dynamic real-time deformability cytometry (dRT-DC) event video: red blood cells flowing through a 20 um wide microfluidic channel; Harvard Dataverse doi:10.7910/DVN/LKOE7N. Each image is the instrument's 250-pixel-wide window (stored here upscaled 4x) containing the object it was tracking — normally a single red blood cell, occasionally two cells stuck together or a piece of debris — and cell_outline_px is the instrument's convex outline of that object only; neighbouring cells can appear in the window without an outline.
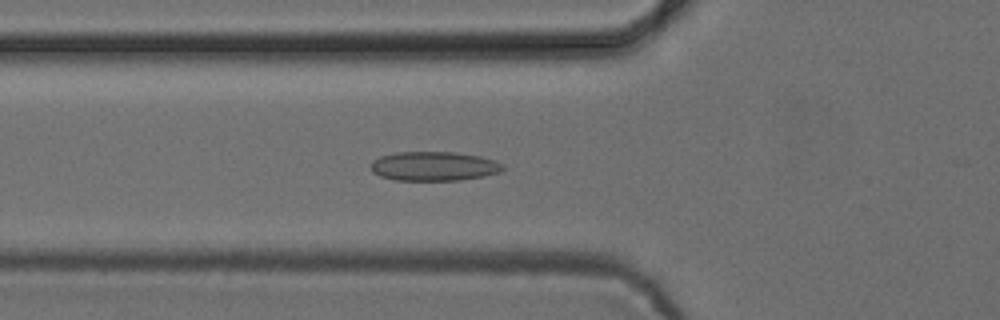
{"species": "common noctule bat (a hibernating species)", "species_latin": "Nyctalus noctula", "temperature_condition": "cold", "stored_images_in_passage": 43, "camera_frame_rate_fps": 3000, "um_per_image_px": 0.085, "animal": {"sex": "female", "body_mass_g": 24.6, "forearm_length_mm": 56.2}, "frame": {"image": 1, "passage_image": 19, "time_ms": 6.0, "image_size_px": [1000, 320], "cell_outline_px": [[504, 168], [500, 172], [484, 176], [460, 180], [396, 180], [380, 176], [372, 172], [372, 160], [380, 156], [396, 152], [456, 152], [480, 156], [504, 164]], "centroid_in_image_um": [36.88, 14.12], "position_along_channel_um": 88.9, "area_um2": 22.48}}
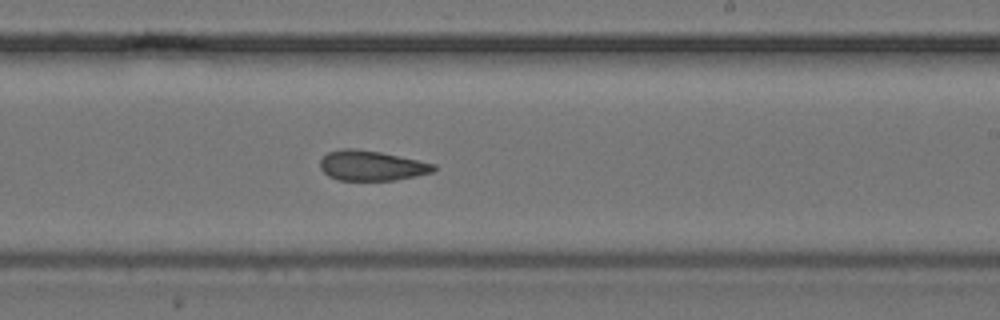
{"frame": {"image": 2, "passage_image": 32, "time_ms": 10.333, "image_size_px": [1000, 320], "cell_outline_px": [[436, 168], [432, 172], [416, 176], [396, 180], [336, 180], [328, 176], [320, 168], [320, 160], [328, 152], [344, 148], [356, 148], [380, 152], [436, 164]], "centroid_in_image_um": [31.56, 14.08], "position_along_channel_um": 257.4, "area_um2": 19.88}}
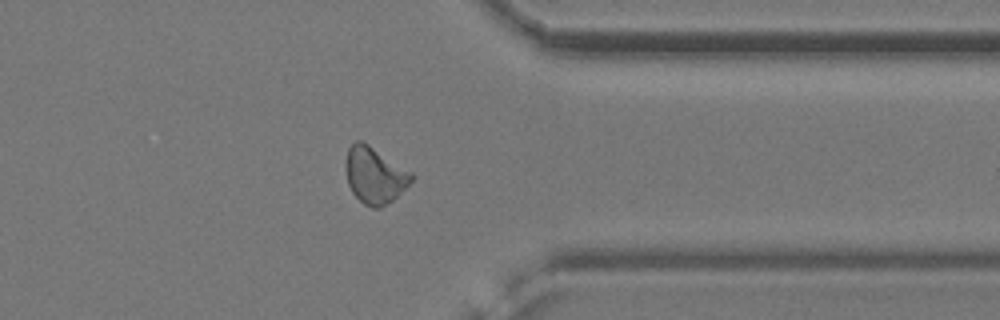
{"frame": {"image": 3, "passage_image": 42, "time_ms": 13.667, "image_size_px": [1000, 320], "cell_outline_px": [[412, 180], [392, 200], [380, 208], [372, 208], [364, 204], [352, 192], [348, 184], [344, 164], [348, 148], [356, 140], [360, 140], [368, 144], [412, 172]], "centroid_in_image_um": [31.81, 14.88], "position_along_channel_um": 379.6, "area_um2": 21.39}}